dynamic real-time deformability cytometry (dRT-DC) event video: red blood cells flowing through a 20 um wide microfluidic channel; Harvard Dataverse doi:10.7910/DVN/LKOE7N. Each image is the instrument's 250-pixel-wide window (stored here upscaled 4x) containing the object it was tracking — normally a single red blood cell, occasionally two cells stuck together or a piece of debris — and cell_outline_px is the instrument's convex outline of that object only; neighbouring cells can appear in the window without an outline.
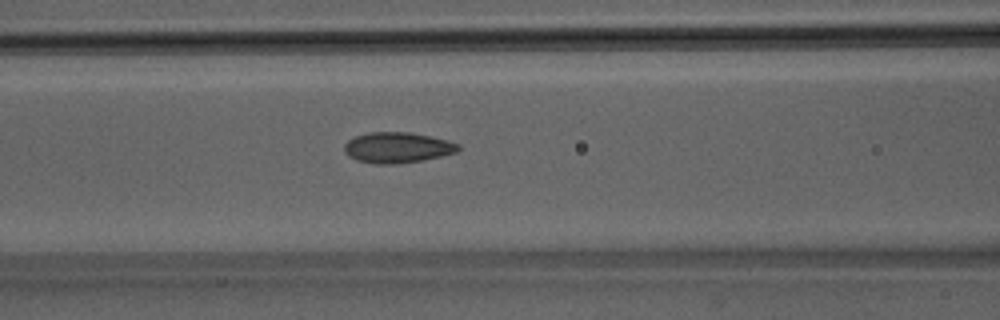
{"species": "Egyptian fruit bat (a non-hibernating species)", "species_latin": "Rousettus aegyptiacus", "temperature_condition": "room temperature", "stored_images_in_passage": 36, "camera_frame_rate_fps": 3000, "um_per_image_px": 0.085, "animal": {"sex": "male"}, "frame": {"image": 1, "passage_image": 7, "time_ms": 2.0, "image_size_px": [1000, 320], "cell_outline_px": [[460, 148], [456, 152], [424, 160], [400, 164], [376, 164], [356, 160], [348, 156], [344, 152], [344, 144], [348, 140], [356, 136], [368, 132], [408, 132], [432, 136], [448, 140], [460, 144]], "centroid_in_image_um": [33.77, 12.54], "position_along_channel_um": 132.8, "area_um2": 20.58}}
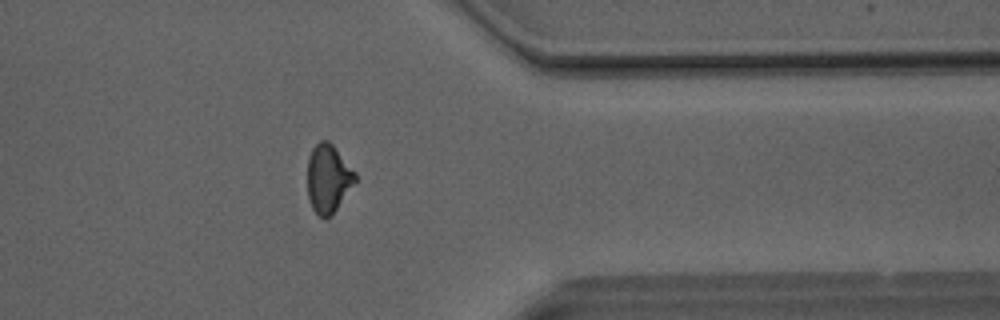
{"frame": {"image": 2, "passage_image": 26, "time_ms": 8.333, "image_size_px": [1000, 320], "cell_outline_px": [[356, 180], [332, 216], [324, 220], [312, 208], [308, 200], [308, 160], [312, 148], [320, 140], [328, 140], [332, 144], [356, 172]], "centroid_in_image_um": [27.89, 15.19], "position_along_channel_um": 383.5, "area_um2": 19.02}}
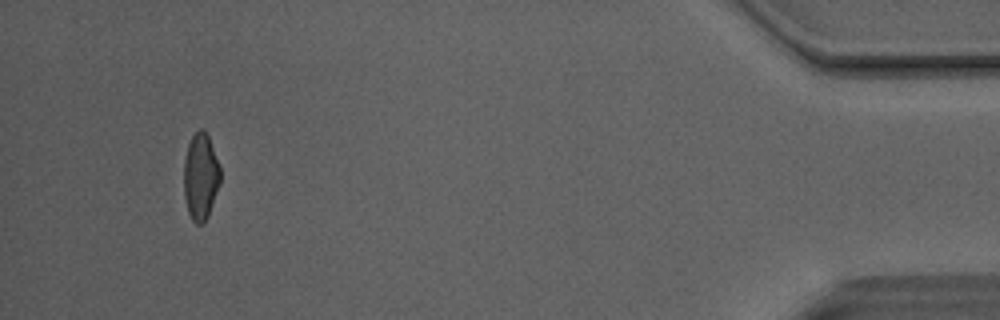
{"frame": {"image": 3, "passage_image": 33, "time_ms": 10.667, "image_size_px": [1000, 320], "cell_outline_px": [[220, 184], [208, 216], [204, 224], [196, 224], [192, 220], [188, 212], [184, 196], [184, 160], [188, 144], [192, 136], [200, 128], [204, 128], [208, 136], [220, 168]], "centroid_in_image_um": [17.05, 15.03], "position_along_channel_um": 418.2, "area_um2": 18.44}, "authors_computed_cell_mechanics": {"area_um2": 19.1896, "velocity_mm_per_s": 4.1358, "shape_relaxation_time_tau1_ms": 7.5712, "shape_relaxation_time_tau2_ms": 1.5675, "deformation_change_tau1": 0.1771, "deformation_change_tau2": 0.0801}}